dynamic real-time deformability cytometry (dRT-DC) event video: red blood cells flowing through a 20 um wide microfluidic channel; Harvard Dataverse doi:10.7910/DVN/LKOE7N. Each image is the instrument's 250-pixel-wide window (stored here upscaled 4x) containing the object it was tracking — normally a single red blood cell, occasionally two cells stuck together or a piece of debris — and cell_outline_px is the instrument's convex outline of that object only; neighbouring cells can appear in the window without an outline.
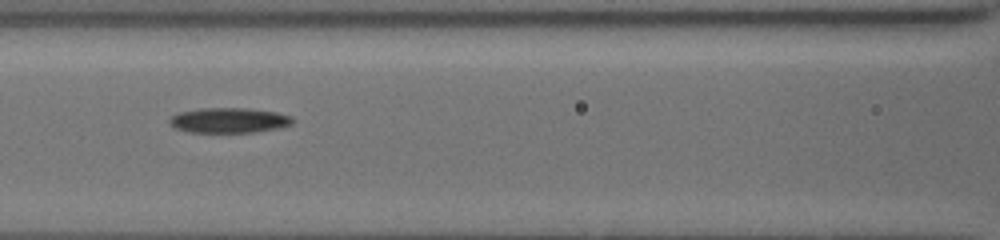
{"species": "common noctule bat (a hibernating species)", "species_latin": "Nyctalus noctula", "temperature_condition": "cold", "stored_images_in_passage": 12, "camera_frame_rate_fps": 3000, "um_per_image_px": 0.085, "animal": {"sex": "female", "body_mass_g": 19.5, "forearm_length_mm": 54.1}, "frame": {"image": 1, "passage_image": 4, "time_ms": 3.333, "image_size_px": [1000, 240], "cell_outline_px": [[292, 124], [276, 128], [252, 132], [192, 132], [176, 128], [168, 120], [172, 116], [180, 112], [200, 108], [248, 108], [276, 112], [292, 116]], "centroid_in_image_um": [19.47, 10.21], "position_along_channel_um": 147.1, "area_um2": 17.74}}
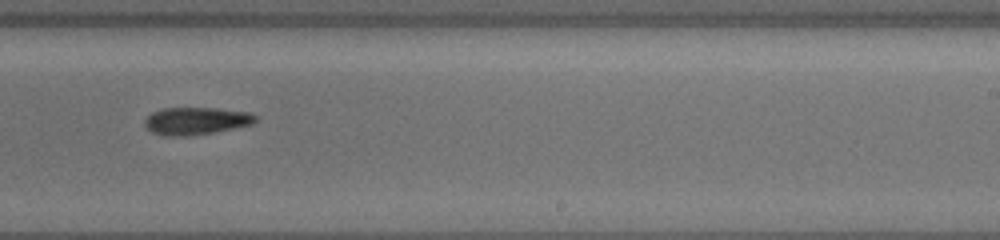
{"frame": {"image": 2, "passage_image": 7, "time_ms": 6.667, "image_size_px": [1000, 240], "cell_outline_px": [[256, 120], [252, 124], [212, 132], [184, 136], [164, 136], [152, 132], [144, 124], [144, 120], [152, 112], [164, 108], [216, 108], [252, 112], [256, 116]], "centroid_in_image_um": [16.66, 10.26], "position_along_channel_um": 272.3, "area_um2": 17.57}}
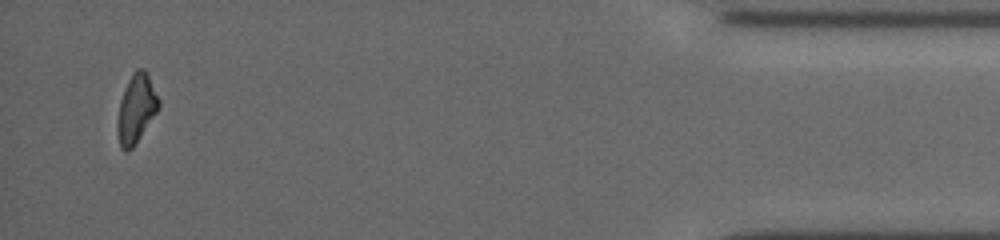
{"frame": {"image": 3, "passage_image": 12, "time_ms": 12.333, "image_size_px": [1000, 240], "cell_outline_px": [[160, 108], [132, 148], [128, 152], [124, 152], [120, 148], [116, 132], [116, 120], [120, 100], [128, 80], [132, 72], [136, 68], [144, 68], [160, 100]], "centroid_in_image_um": [11.55, 9.27], "position_along_channel_um": 423.6, "area_um2": 16.76}}